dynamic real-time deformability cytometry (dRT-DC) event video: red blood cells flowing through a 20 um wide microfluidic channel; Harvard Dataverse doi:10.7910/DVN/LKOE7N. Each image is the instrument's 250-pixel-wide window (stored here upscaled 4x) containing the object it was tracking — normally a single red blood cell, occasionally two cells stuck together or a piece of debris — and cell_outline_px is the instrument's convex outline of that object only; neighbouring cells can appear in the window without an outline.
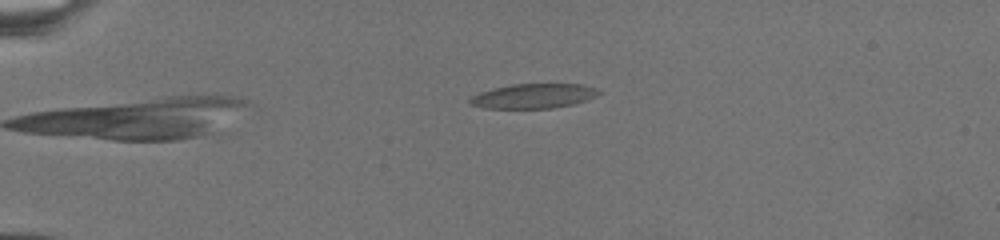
{"species": "common noctule bat (a hibernating species)", "species_latin": "Nyctalus noctula", "temperature_condition": "warm", "stored_images_in_passage": 24, "camera_frame_rate_fps": 3000, "um_per_image_px": 0.085, "animal": {"sex": "female", "body_mass_g": 19.5, "forearm_length_mm": 54.1}, "frame": {"image": 1, "passage_image": 1, "time_ms": 0.0, "image_size_px": [1000, 240], "cell_outline_px": [[600, 92], [596, 96], [588, 100], [572, 104], [552, 108], [484, 108], [468, 104], [468, 100], [472, 96], [480, 92], [512, 84], [580, 84], [596, 88]], "centroid_in_image_um": [45.34, 8.16], "position_along_channel_um": 39.7, "area_um2": 18.38}}
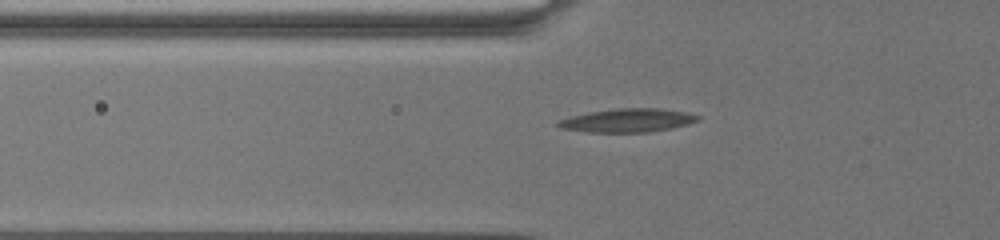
{"frame": {"image": 2, "passage_image": 11, "time_ms": 3.333, "image_size_px": [1000, 240], "cell_outline_px": [[700, 116], [696, 120], [688, 124], [648, 132], [588, 132], [560, 128], [556, 124], [560, 120], [572, 116], [588, 112], [616, 108], [660, 108], [684, 112]], "centroid_in_image_um": [53.31, 10.23], "position_along_channel_um": 72.5, "area_um2": 18.84}}
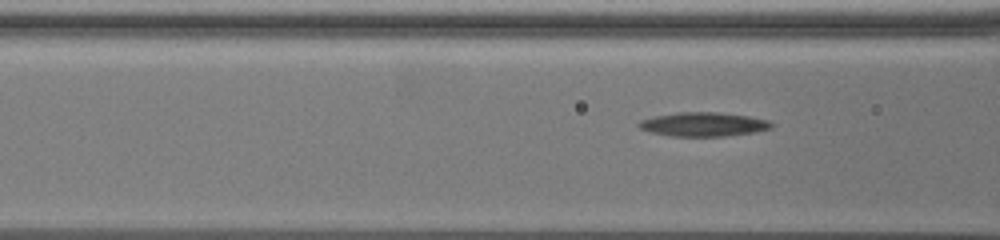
{"frame": {"image": 3, "passage_image": 19, "time_ms": 4.667, "image_size_px": [1000, 240], "cell_outline_px": [[776, 124], [772, 128], [752, 132], [724, 136], [672, 136], [652, 132], [640, 128], [636, 124], [640, 120], [656, 116], [676, 112], [716, 112], [748, 116], [768, 120]], "centroid_in_image_um": [59.8, 10.56], "position_along_channel_um": 106.8, "area_um2": 18.44}}